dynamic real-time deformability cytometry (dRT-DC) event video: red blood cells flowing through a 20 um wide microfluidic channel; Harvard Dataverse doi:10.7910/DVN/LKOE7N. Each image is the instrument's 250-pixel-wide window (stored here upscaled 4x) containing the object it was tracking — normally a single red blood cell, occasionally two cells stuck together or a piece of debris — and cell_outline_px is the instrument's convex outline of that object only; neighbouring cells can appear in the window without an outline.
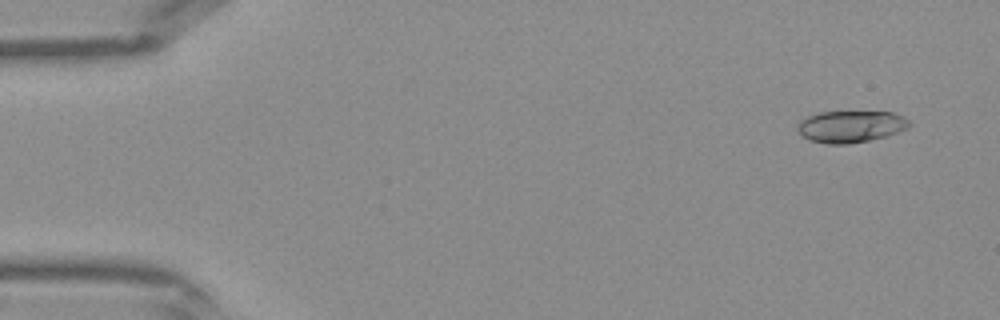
{"species": "Egyptian fruit bat (a non-hibernating species)", "species_latin": "Rousettus aegyptiacus", "temperature_condition": "warm", "stored_images_in_passage": 9, "camera_frame_rate_fps": 3000, "um_per_image_px": 0.085, "frame": {"image": 1, "passage_image": 1, "time_ms": 0.0, "image_size_px": [1000, 320], "cell_outline_px": [[912, 124], [888, 136], [848, 144], [828, 144], [808, 140], [796, 128], [796, 124], [800, 120], [808, 116], [820, 112], [892, 112], [904, 116]], "centroid_in_image_um": [72.28, 10.75], "position_along_channel_um": 12.7, "area_um2": 20.63}}